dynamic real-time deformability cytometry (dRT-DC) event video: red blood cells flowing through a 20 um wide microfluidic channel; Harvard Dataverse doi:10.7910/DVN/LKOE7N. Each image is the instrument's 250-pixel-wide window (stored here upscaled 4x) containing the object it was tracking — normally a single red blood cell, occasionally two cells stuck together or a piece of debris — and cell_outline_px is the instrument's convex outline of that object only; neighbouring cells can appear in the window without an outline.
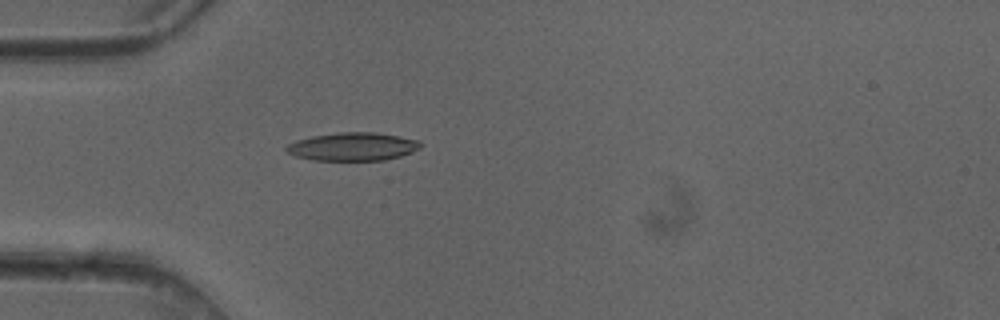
{"species": "common noctule bat (a hibernating species)", "species_latin": "Nyctalus noctula", "temperature_condition": "cold", "stored_images_in_passage": 3, "camera_frame_rate_fps": 3000, "um_per_image_px": 0.085, "animal": {"sex": "female"}, "frame": {"image": 1, "passage_image": 3, "time_ms": 0.667, "image_size_px": [1000, 320], "cell_outline_px": [[424, 144], [420, 148], [412, 152], [400, 156], [384, 160], [312, 160], [296, 156], [288, 152], [284, 148], [288, 144], [296, 140], [312, 136], [336, 132], [376, 132], [400, 136], [420, 140]], "centroid_in_image_um": [30.02, 12.45], "position_along_channel_um": 55.0, "area_um2": 22.2}}